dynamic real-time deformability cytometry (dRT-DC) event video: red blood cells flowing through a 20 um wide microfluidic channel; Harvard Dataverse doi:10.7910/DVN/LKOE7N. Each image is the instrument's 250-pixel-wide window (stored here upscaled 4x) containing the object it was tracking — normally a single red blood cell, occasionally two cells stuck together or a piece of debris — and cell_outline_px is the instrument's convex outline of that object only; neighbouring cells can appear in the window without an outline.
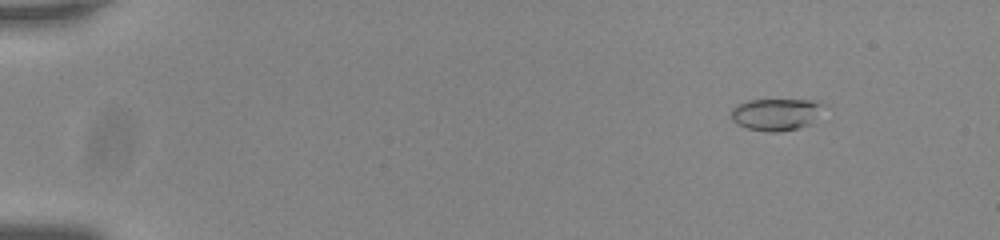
{"species": "common noctule bat (a hibernating species)", "species_latin": "Nyctalus noctula", "temperature_condition": "room temperature", "stored_images_in_passage": 51, "camera_frame_rate_fps": 3000, "um_per_image_px": 0.085, "animal": {"sex": "male", "body_mass_g": 20.0, "forearm_length_mm": 53.3}, "frame": {"image": 1, "passage_image": 1, "time_ms": 0.0, "image_size_px": [1000, 240], "cell_outline_px": [[832, 108], [812, 124], [780, 132], [768, 132], [748, 128], [736, 124], [732, 120], [728, 112], [736, 104], [748, 100], [812, 100], [828, 104]], "centroid_in_image_um": [66.09, 9.7], "position_along_channel_um": 18.9, "area_um2": 18.21}}
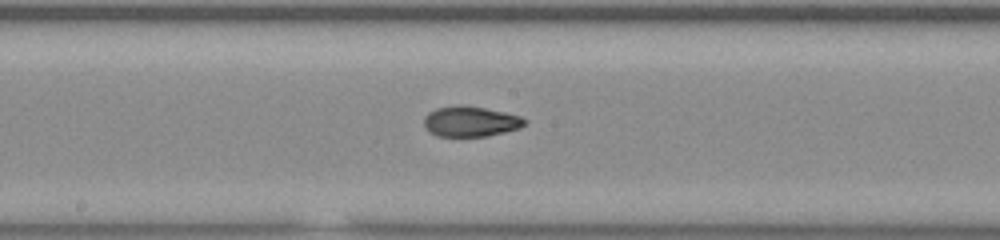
{"frame": {"image": 2, "passage_image": 26, "time_ms": 8.333, "image_size_px": [1000, 240], "cell_outline_px": [[528, 120], [520, 128], [488, 136], [436, 136], [424, 124], [424, 116], [428, 112], [436, 108], [456, 104], [460, 104], [484, 108], [504, 112], [520, 116]], "centroid_in_image_um": [39.99, 10.31], "position_along_channel_um": 208.2, "area_um2": 17.8}}
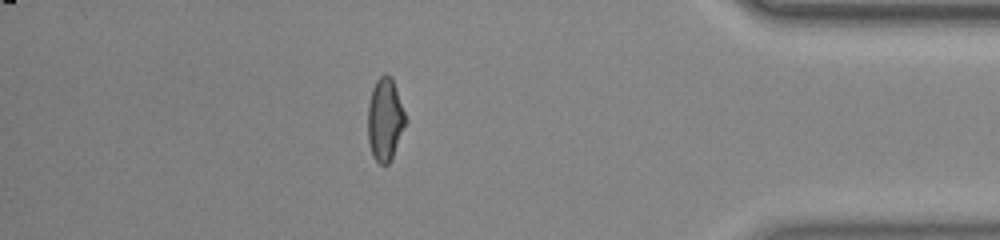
{"frame": {"image": 3, "passage_image": 44, "time_ms": 14.333, "image_size_px": [1000, 240], "cell_outline_px": [[408, 120], [392, 156], [388, 164], [380, 164], [372, 156], [368, 140], [368, 104], [372, 88], [376, 80], [384, 72], [392, 76]], "centroid_in_image_um": [32.73, 10.11], "position_along_channel_um": 402.5, "area_um2": 18.38}, "authors_computed_cell_mechanics": {"area_um2": 17.8602, "velocity_mm_per_s": 3.7639, "shape_relaxation_time_tau1_ms": null, "shape_relaxation_time_tau2_ms": 1.8087, "deformation_change_tau1": null, "deformation_change_tau2": 0.0663}}